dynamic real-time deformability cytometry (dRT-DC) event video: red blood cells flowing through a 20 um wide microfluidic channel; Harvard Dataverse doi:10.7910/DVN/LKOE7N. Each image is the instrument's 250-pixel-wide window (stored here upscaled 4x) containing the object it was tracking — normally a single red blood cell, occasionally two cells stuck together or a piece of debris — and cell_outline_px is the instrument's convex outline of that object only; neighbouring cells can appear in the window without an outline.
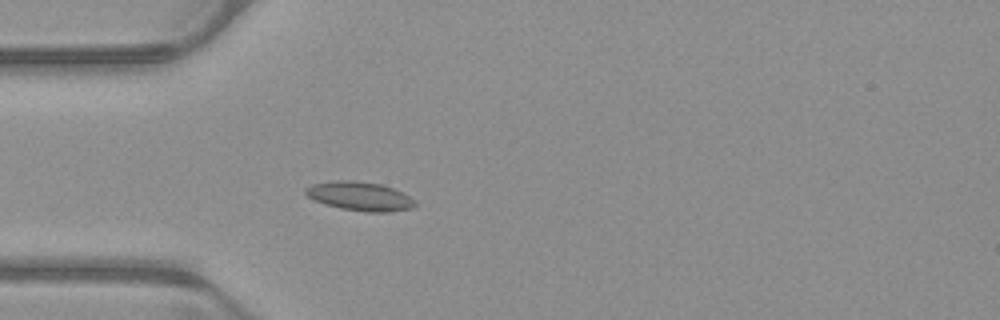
{"species": "common noctule bat (a hibernating species)", "species_latin": "Nyctalus noctula", "temperature_condition": "warm", "stored_images_in_passage": 42, "camera_frame_rate_fps": 3000, "um_per_image_px": 0.085, "animal": {"sex": "male", "body_mass_g": 23.1, "forearm_length_mm": 52.7}, "frame": {"image": 1, "passage_image": 7, "time_ms": 2.0, "image_size_px": [1000, 320], "cell_outline_px": [[416, 204], [412, 208], [392, 212], [364, 212], [340, 208], [324, 204], [308, 196], [304, 192], [304, 188], [312, 184], [336, 180], [352, 180], [380, 184], [392, 188], [416, 200]], "centroid_in_image_um": [30.58, 16.68], "position_along_channel_um": 54.4, "area_um2": 18.44}}
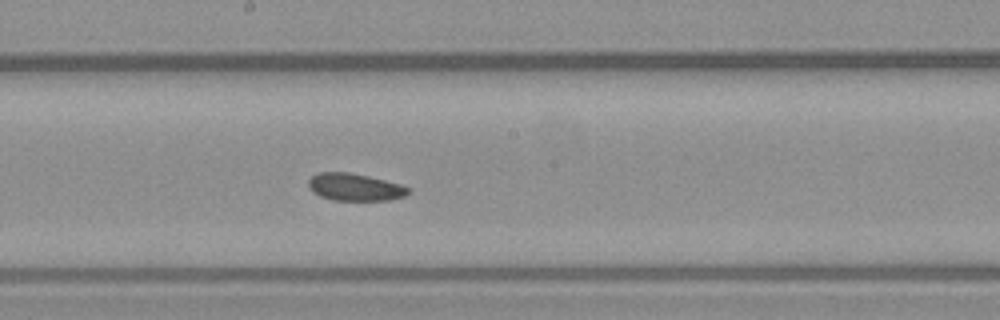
{"frame": {"image": 2, "passage_image": 20, "time_ms": 6.333, "image_size_px": [1000, 320], "cell_outline_px": [[412, 192], [404, 196], [392, 200], [332, 200], [320, 196], [312, 192], [308, 188], [308, 180], [316, 172], [348, 172], [368, 176], [400, 184], [412, 188]], "centroid_in_image_um": [30.17, 15.91], "position_along_channel_um": 218.0, "area_um2": 16.13}}
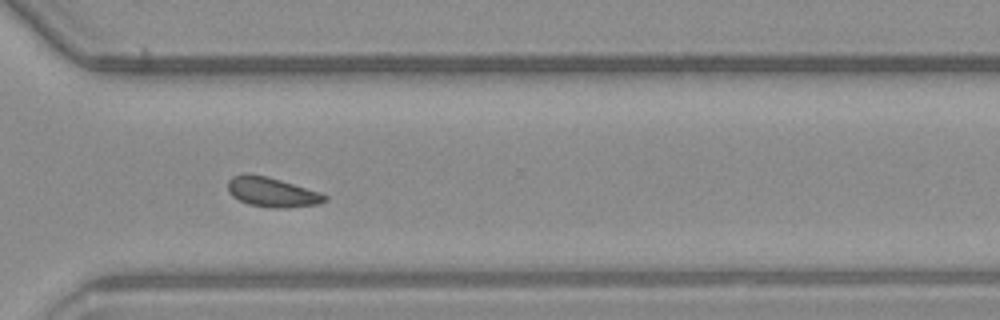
{"frame": {"image": 3, "passage_image": 30, "time_ms": 9.667, "image_size_px": [1000, 320], "cell_outline_px": [[328, 200], [320, 204], [288, 208], [272, 208], [248, 204], [232, 196], [228, 192], [228, 180], [232, 176], [244, 172], [248, 172], [268, 176], [320, 192], [328, 196]], "centroid_in_image_um": [23.12, 16.32], "position_along_channel_um": 347.5, "area_um2": 17.11}, "authors_computed_cell_mechanics": {"area_um2": 16.5019, "velocity_mm_per_s": 3.893, "shape_relaxation_time_tau1_ms": null, "shape_relaxation_time_tau2_ms": 10.9658, "deformation_change_tau1": null, "deformation_change_tau2": 0.1892}}